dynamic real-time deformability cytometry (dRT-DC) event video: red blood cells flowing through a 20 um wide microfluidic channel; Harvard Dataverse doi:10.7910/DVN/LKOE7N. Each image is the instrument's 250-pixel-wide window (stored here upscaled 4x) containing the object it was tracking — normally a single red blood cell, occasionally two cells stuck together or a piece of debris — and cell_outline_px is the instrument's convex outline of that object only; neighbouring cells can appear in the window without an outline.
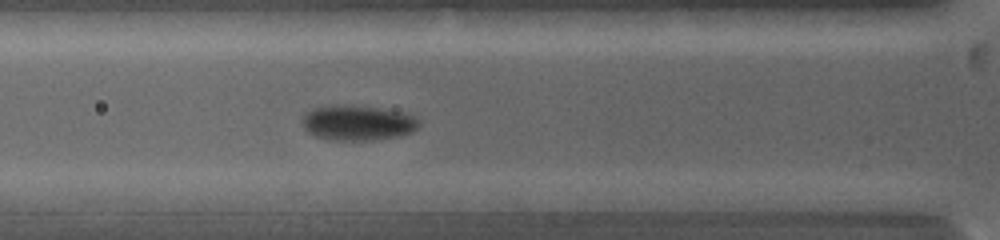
{"species": "common noctule bat (a hibernating species)", "species_latin": "Nyctalus noctula", "temperature_condition": "warm", "stored_images_in_passage": 6, "camera_frame_rate_fps": 5000, "um_per_image_px": 0.085, "animal": {"sex": "female", "body_mass_g": 19.0, "forearm_length_mm": 53.3}, "frame": {"image": 1, "passage_image": 2, "time_ms": 0.8, "image_size_px": [1000, 240], "cell_outline_px": [[420, 124], [412, 132], [396, 136], [372, 140], [332, 140], [316, 136], [308, 132], [304, 128], [304, 116], [312, 108], [332, 104], [348, 104], [376, 108], [400, 112], [412, 116], [420, 120]], "centroid_in_image_um": [30.38, 10.43], "position_along_channel_um": 95.4, "area_um2": 23.7}}